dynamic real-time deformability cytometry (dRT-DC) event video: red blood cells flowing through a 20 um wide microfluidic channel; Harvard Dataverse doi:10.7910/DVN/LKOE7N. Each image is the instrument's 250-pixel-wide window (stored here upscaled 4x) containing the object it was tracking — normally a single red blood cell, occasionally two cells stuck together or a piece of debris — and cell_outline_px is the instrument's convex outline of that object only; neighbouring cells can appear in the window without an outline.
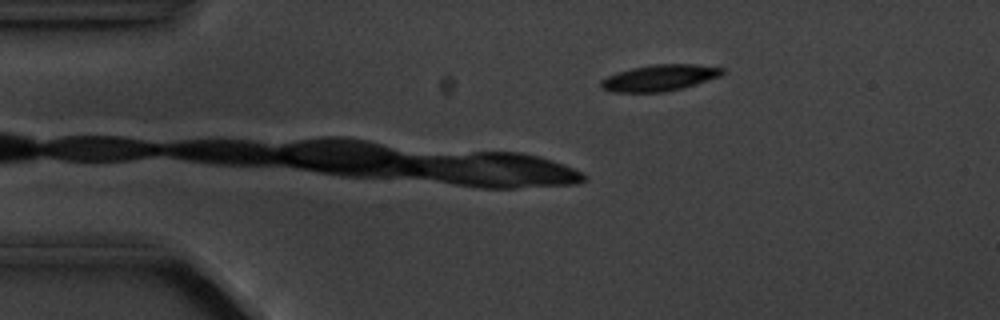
{"species": "common noctule bat (a hibernating species)", "species_latin": "Nyctalus noctula", "temperature_condition": "cold", "stored_images_in_passage": 3, "camera_frame_rate_fps": 3000, "um_per_image_px": 0.085, "animal": {"sex": "male", "body_mass_g": 20.1, "forearm_length_mm": 53.5}, "frame": {"image": 1, "passage_image": 3, "time_ms": 2.333, "image_size_px": [1000, 320], "cell_outline_px": [[724, 72], [720, 76], [696, 84], [664, 92], [612, 92], [600, 88], [600, 80], [616, 72], [632, 68], [652, 64], [692, 64], [724, 68]], "centroid_in_image_um": [56.02, 6.61], "position_along_channel_um": 29.0, "area_um2": 18.55}}